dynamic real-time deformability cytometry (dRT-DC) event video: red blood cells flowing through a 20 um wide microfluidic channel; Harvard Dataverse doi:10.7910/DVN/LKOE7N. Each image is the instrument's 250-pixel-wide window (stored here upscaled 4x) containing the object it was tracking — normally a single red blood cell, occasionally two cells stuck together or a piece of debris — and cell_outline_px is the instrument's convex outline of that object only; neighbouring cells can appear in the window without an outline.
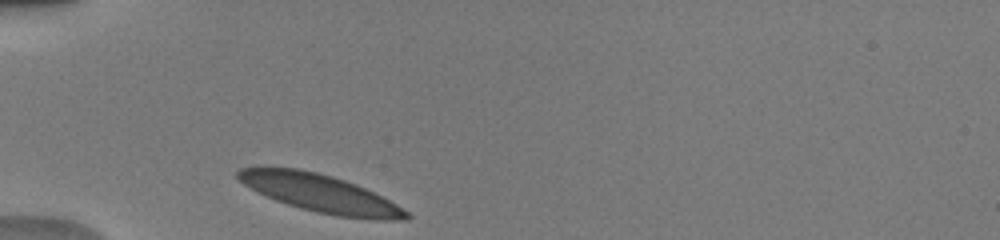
{"species": "human", "species_latin": "Homo sapiens", "temperature_condition": "warm", "stored_images_in_passage": 29, "camera_frame_rate_fps": 3000, "um_per_image_px": 0.085, "donor": {"sex": "male"}, "frame": {"image": 1, "passage_image": 1, "time_ms": 0.0, "image_size_px": [1000, 240], "cell_outline_px": [[412, 216], [408, 220], [368, 220], [336, 216], [316, 212], [300, 208], [276, 200], [256, 192], [244, 184], [236, 176], [236, 172], [240, 168], [264, 164], [296, 168], [316, 172], [332, 176], [356, 184], [396, 204], [408, 212]], "centroid_in_image_um": [27.16, 16.41], "position_along_channel_um": 57.8, "area_um2": 37.63}}
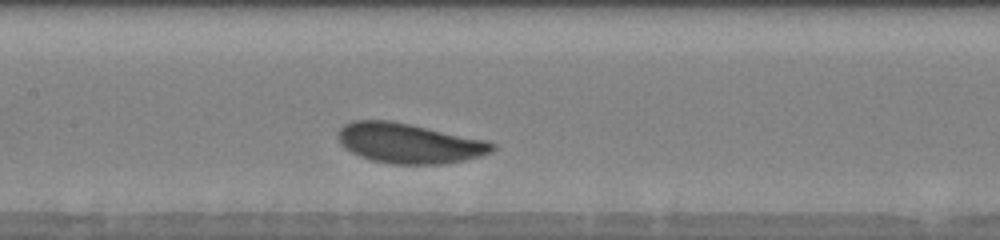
{"frame": {"image": 2, "passage_image": 11, "time_ms": 3.333, "image_size_px": [1000, 240], "cell_outline_px": [[496, 148], [492, 152], [480, 156], [464, 160], [444, 164], [392, 164], [372, 160], [360, 156], [344, 148], [340, 144], [336, 136], [340, 128], [344, 124], [352, 120], [392, 120], [488, 140], [496, 144]], "centroid_in_image_um": [34.77, 12.16], "position_along_channel_um": 172.6, "area_um2": 36.36}}
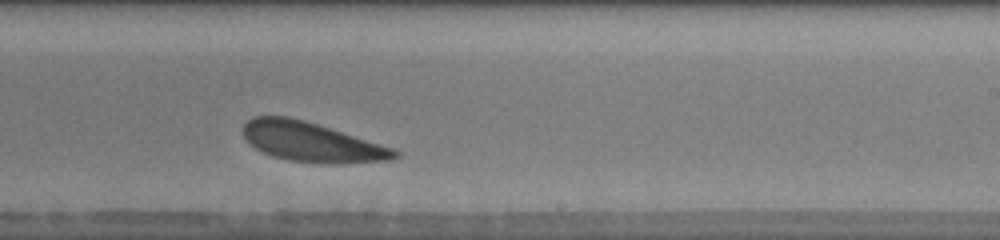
{"frame": {"image": 3, "passage_image": 18, "time_ms": 5.667, "image_size_px": [1000, 240], "cell_outline_px": [[400, 156], [392, 160], [344, 164], [328, 164], [288, 160], [272, 156], [256, 148], [244, 136], [244, 124], [252, 116], [288, 116], [304, 120], [396, 148], [400, 152]], "centroid_in_image_um": [26.57, 12.08], "position_along_channel_um": 262.4, "area_um2": 35.08}, "authors_computed_cell_mechanics": {"area_um2": 35.9516, "velocity_mm_per_s": 3.8646, "shape_relaxation_time_tau1_ms": 1.8495, "shape_relaxation_time_tau2_ms": null, "deformation_change_tau1": 0.0883, "deformation_change_tau2": null}}